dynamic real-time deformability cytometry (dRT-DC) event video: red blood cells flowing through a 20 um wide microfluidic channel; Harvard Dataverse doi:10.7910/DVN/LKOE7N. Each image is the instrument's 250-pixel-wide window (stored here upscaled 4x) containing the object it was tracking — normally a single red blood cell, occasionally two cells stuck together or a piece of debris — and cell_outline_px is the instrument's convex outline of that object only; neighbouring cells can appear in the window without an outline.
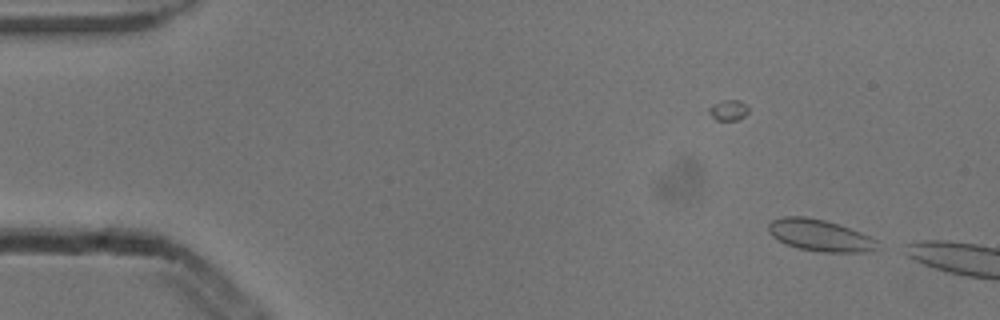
{"species": "common noctule bat (a hibernating species)", "species_latin": "Nyctalus noctula", "temperature_condition": "cold", "stored_images_in_passage": 4, "camera_frame_rate_fps": 3000, "um_per_image_px": 0.085, "animal": {"sex": "male", "body_mass_g": 13.3}, "frame": {"image": 1, "passage_image": 1, "time_ms": 0.0, "image_size_px": [1000, 320], "cell_outline_px": [[884, 248], [872, 252], [820, 252], [796, 248], [784, 244], [776, 240], [768, 232], [768, 224], [772, 220], [784, 216], [804, 216], [824, 220], [860, 232], [876, 240]], "centroid_in_image_um": [69.7, 20.03], "position_along_channel_um": 15.3, "area_um2": 20.46}}